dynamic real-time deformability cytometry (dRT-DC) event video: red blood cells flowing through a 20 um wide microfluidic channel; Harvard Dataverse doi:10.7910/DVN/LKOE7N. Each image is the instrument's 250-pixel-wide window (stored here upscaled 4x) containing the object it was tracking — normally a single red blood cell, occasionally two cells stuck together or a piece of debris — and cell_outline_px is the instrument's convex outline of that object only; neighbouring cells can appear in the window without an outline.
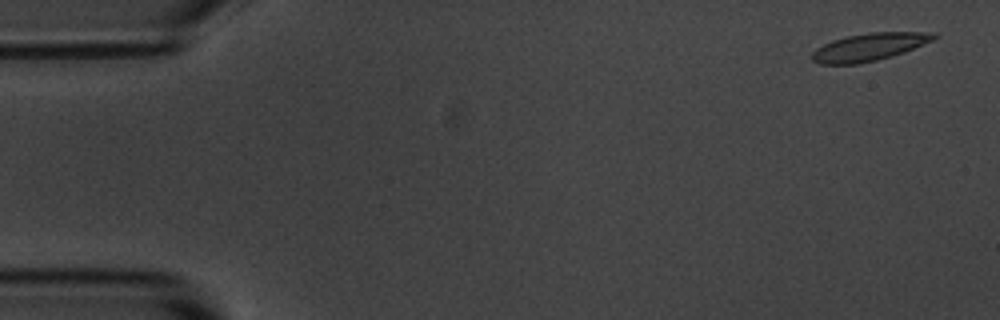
{"species": "common noctule bat (a hibernating species)", "species_latin": "Nyctalus noctula", "temperature_condition": "room temperature", "stored_images_in_passage": 4, "camera_frame_rate_fps": 3000, "um_per_image_px": 0.085, "animal": {"sex": "male", "body_mass_g": 20.1, "forearm_length_mm": 53.5}, "frame": {"image": 1, "passage_image": 1, "time_ms": 0.0, "image_size_px": [1000, 320], "cell_outline_px": [[940, 36], [932, 40], [904, 52], [892, 56], [876, 60], [856, 64], [820, 64], [812, 60], [812, 52], [816, 48], [832, 40], [844, 36], [868, 32], [936, 32]], "centroid_in_image_um": [73.88, 3.98], "position_along_channel_um": 11.1, "area_um2": 19.65}}
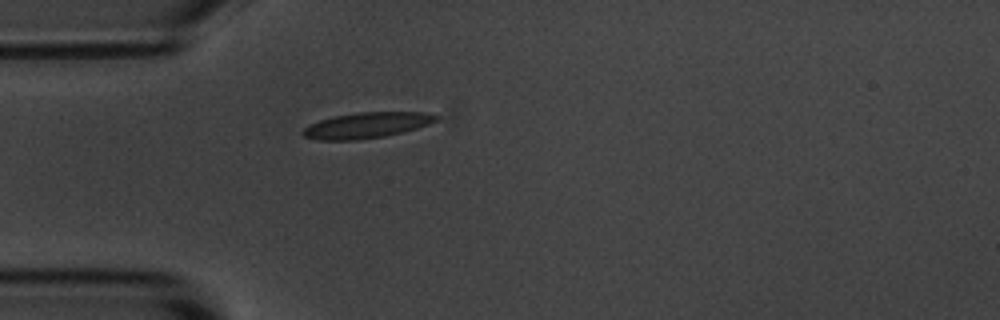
{"frame": {"image": 2, "passage_image": 4, "time_ms": 4.333, "image_size_px": [1000, 320], "cell_outline_px": [[440, 116], [436, 120], [428, 124], [404, 132], [384, 136], [356, 140], [316, 140], [304, 136], [300, 132], [308, 124], [332, 116], [356, 112], [428, 112]], "centroid_in_image_um": [31.13, 10.64], "position_along_channel_um": 53.9, "area_um2": 20.11}}